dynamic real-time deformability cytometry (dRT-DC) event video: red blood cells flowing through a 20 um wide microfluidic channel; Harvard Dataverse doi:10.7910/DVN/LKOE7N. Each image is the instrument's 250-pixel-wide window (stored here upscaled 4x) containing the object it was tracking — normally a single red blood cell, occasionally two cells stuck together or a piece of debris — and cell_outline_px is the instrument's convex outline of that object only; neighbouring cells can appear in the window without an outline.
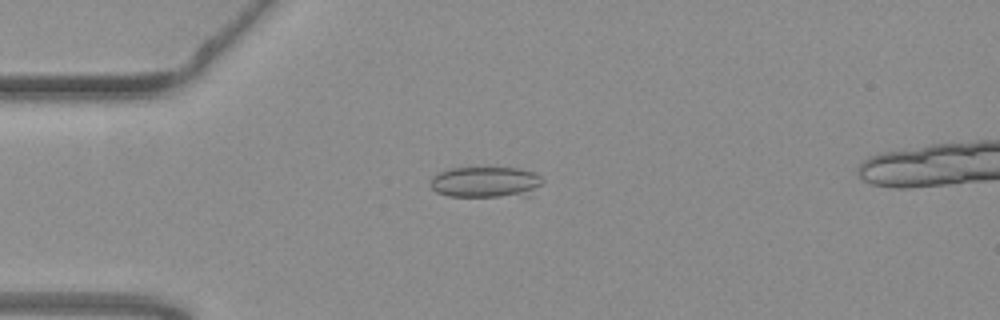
{"species": "common noctule bat (a hibernating species)", "species_latin": "Nyctalus noctula", "temperature_condition": "warm", "stored_images_in_passage": 9, "camera_frame_rate_fps": 3000, "um_per_image_px": 0.085, "animal": {"sex": "female", "body_mass_g": 19.3, "forearm_length_mm": 54.1}, "frame": {"image": 1, "passage_image": 6, "time_ms": 1.667, "image_size_px": [1000, 320], "cell_outline_px": [[544, 180], [528, 196], [448, 196], [436, 192], [428, 184], [432, 176], [448, 168], [520, 168], [536, 172]], "centroid_in_image_um": [41.27, 15.47], "position_along_channel_um": 43.7, "area_um2": 20.4}}